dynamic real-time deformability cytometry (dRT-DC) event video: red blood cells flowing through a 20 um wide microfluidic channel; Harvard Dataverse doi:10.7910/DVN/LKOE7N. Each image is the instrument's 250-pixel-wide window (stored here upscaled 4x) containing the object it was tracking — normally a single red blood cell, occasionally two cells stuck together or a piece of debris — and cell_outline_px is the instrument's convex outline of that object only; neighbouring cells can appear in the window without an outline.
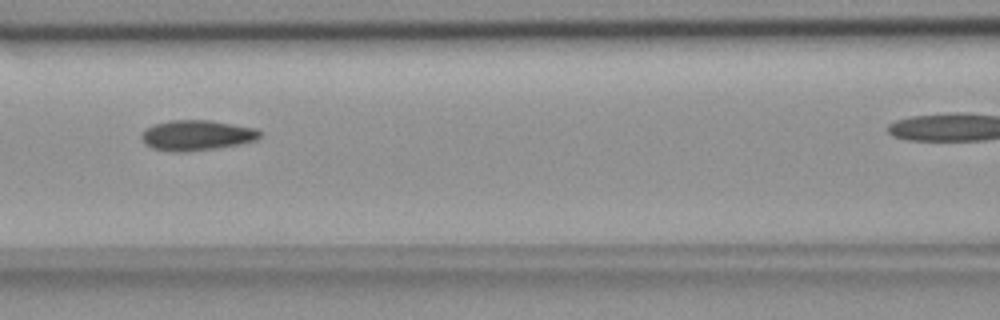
{"species": "common noctule bat (a hibernating species)", "species_latin": "Nyctalus noctula", "temperature_condition": "room temperature", "stored_images_in_passage": 37, "camera_frame_rate_fps": 3000, "um_per_image_px": 0.085, "animal": {"sex": "female", "body_mass_g": 18.4}, "frame": {"image": 1, "passage_image": 17, "time_ms": 5.333, "image_size_px": [1000, 320], "cell_outline_px": [[260, 136], [256, 140], [240, 144], [216, 148], [188, 152], [172, 152], [152, 148], [144, 144], [140, 136], [148, 128], [156, 124], [168, 120], [212, 120], [256, 128], [260, 132]], "centroid_in_image_um": [16.72, 11.5], "position_along_channel_um": 149.9, "area_um2": 20.98}}
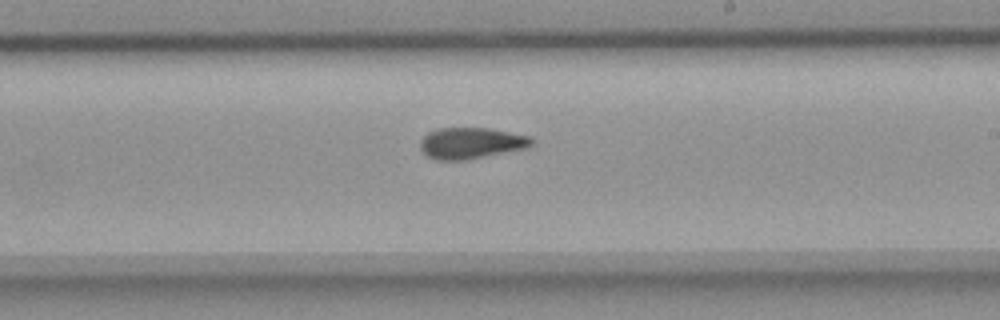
{"frame": {"image": 2, "passage_image": 25, "time_ms": 8.0, "image_size_px": [1000, 320], "cell_outline_px": [[532, 144], [524, 148], [464, 160], [436, 160], [428, 156], [420, 148], [420, 140], [428, 132], [436, 128], [488, 128], [532, 136]], "centroid_in_image_um": [40.0, 12.15], "position_along_channel_um": 249.0, "area_um2": 20.06}}
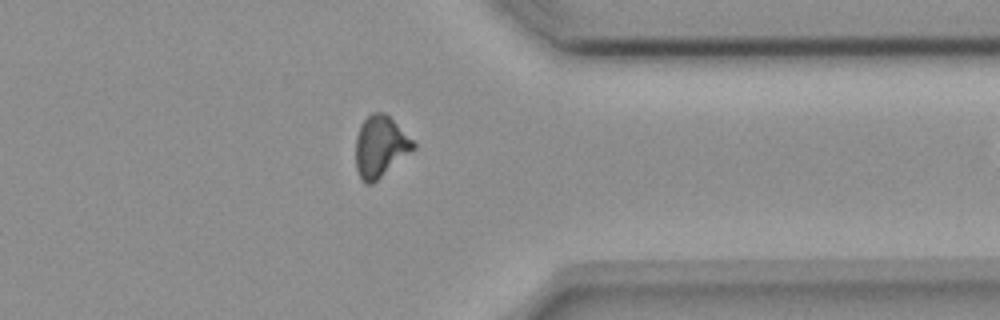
{"frame": {"image": 3, "passage_image": 36, "time_ms": 11.667, "image_size_px": [1000, 320], "cell_outline_px": [[416, 148], [372, 184], [364, 184], [356, 168], [356, 136], [360, 124], [372, 112], [384, 112], [416, 144]], "centroid_in_image_um": [32.31, 12.47], "position_along_channel_um": 379.1, "area_um2": 20.29}}